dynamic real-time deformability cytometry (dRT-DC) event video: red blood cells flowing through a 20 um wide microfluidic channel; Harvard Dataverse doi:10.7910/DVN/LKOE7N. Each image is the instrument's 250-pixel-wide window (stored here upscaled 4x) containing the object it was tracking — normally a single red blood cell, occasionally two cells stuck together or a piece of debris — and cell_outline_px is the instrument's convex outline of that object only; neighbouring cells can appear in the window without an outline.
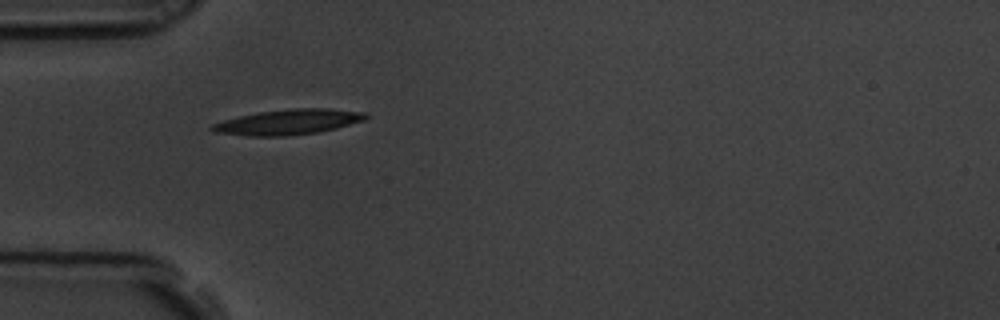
{"species": "common noctule bat (a hibernating species)", "species_latin": "Nyctalus noctula", "temperature_condition": "room temperature", "stored_images_in_passage": 2, "camera_frame_rate_fps": 3000, "um_per_image_px": 0.085, "animal": {"sex": "male", "body_mass_g": 19.5, "forearm_length_mm": 54.6}, "frame": {"image": 1, "passage_image": 1, "time_ms": 0.0, "image_size_px": [1000, 320], "cell_outline_px": [[368, 116], [364, 120], [336, 128], [316, 132], [284, 136], [248, 136], [212, 132], [208, 128], [212, 124], [224, 120], [240, 116], [260, 112], [296, 108], [328, 108], [368, 112]], "centroid_in_image_um": [24.5, 10.37], "position_along_channel_um": 60.5, "area_um2": 22.54}}
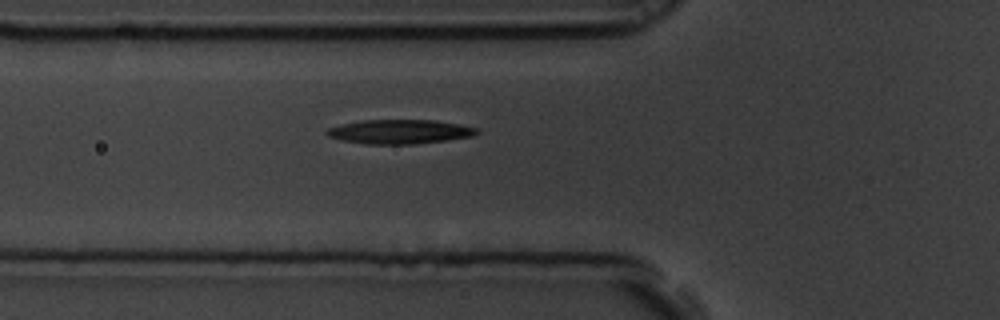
{"frame": {"image": 2, "passage_image": 2, "time_ms": 0.333, "image_size_px": [1000, 320], "cell_outline_px": [[480, 132], [472, 136], [416, 144], [364, 144], [340, 140], [328, 136], [324, 132], [328, 128], [360, 120], [436, 120], [460, 124], [480, 128]], "centroid_in_image_um": [33.99, 11.19], "position_along_channel_um": 91.8, "area_um2": 21.27}}